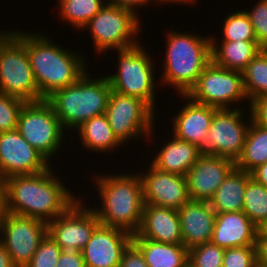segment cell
Returning <instances> with one entry per match:
<instances>
[{
	"label": "cell",
	"instance_id": "7",
	"mask_svg": "<svg viewBox=\"0 0 267 267\" xmlns=\"http://www.w3.org/2000/svg\"><path fill=\"white\" fill-rule=\"evenodd\" d=\"M140 18L129 9L105 4L81 31L91 33L96 54H106L105 51L124 50L141 43L136 38L143 30Z\"/></svg>",
	"mask_w": 267,
	"mask_h": 267
},
{
	"label": "cell",
	"instance_id": "5",
	"mask_svg": "<svg viewBox=\"0 0 267 267\" xmlns=\"http://www.w3.org/2000/svg\"><path fill=\"white\" fill-rule=\"evenodd\" d=\"M91 76L87 70L76 82L46 98L65 130H76L92 117L105 114L111 85L105 75Z\"/></svg>",
	"mask_w": 267,
	"mask_h": 267
},
{
	"label": "cell",
	"instance_id": "30",
	"mask_svg": "<svg viewBox=\"0 0 267 267\" xmlns=\"http://www.w3.org/2000/svg\"><path fill=\"white\" fill-rule=\"evenodd\" d=\"M249 100L267 95V49H263L242 71Z\"/></svg>",
	"mask_w": 267,
	"mask_h": 267
},
{
	"label": "cell",
	"instance_id": "44",
	"mask_svg": "<svg viewBox=\"0 0 267 267\" xmlns=\"http://www.w3.org/2000/svg\"><path fill=\"white\" fill-rule=\"evenodd\" d=\"M252 178L267 187V162L258 166L251 172Z\"/></svg>",
	"mask_w": 267,
	"mask_h": 267
},
{
	"label": "cell",
	"instance_id": "15",
	"mask_svg": "<svg viewBox=\"0 0 267 267\" xmlns=\"http://www.w3.org/2000/svg\"><path fill=\"white\" fill-rule=\"evenodd\" d=\"M50 164L17 129L0 132V173L6 178L38 174L47 170Z\"/></svg>",
	"mask_w": 267,
	"mask_h": 267
},
{
	"label": "cell",
	"instance_id": "31",
	"mask_svg": "<svg viewBox=\"0 0 267 267\" xmlns=\"http://www.w3.org/2000/svg\"><path fill=\"white\" fill-rule=\"evenodd\" d=\"M242 211L257 227L267 219V187L252 177L245 188Z\"/></svg>",
	"mask_w": 267,
	"mask_h": 267
},
{
	"label": "cell",
	"instance_id": "42",
	"mask_svg": "<svg viewBox=\"0 0 267 267\" xmlns=\"http://www.w3.org/2000/svg\"><path fill=\"white\" fill-rule=\"evenodd\" d=\"M256 250L258 262L267 265V236H257Z\"/></svg>",
	"mask_w": 267,
	"mask_h": 267
},
{
	"label": "cell",
	"instance_id": "19",
	"mask_svg": "<svg viewBox=\"0 0 267 267\" xmlns=\"http://www.w3.org/2000/svg\"><path fill=\"white\" fill-rule=\"evenodd\" d=\"M177 212L183 245L187 249L211 242L216 212L209 201L189 200Z\"/></svg>",
	"mask_w": 267,
	"mask_h": 267
},
{
	"label": "cell",
	"instance_id": "39",
	"mask_svg": "<svg viewBox=\"0 0 267 267\" xmlns=\"http://www.w3.org/2000/svg\"><path fill=\"white\" fill-rule=\"evenodd\" d=\"M119 267H148L142 251L133 241L124 249Z\"/></svg>",
	"mask_w": 267,
	"mask_h": 267
},
{
	"label": "cell",
	"instance_id": "8",
	"mask_svg": "<svg viewBox=\"0 0 267 267\" xmlns=\"http://www.w3.org/2000/svg\"><path fill=\"white\" fill-rule=\"evenodd\" d=\"M0 92L27 101L40 93L25 45L10 31L0 30Z\"/></svg>",
	"mask_w": 267,
	"mask_h": 267
},
{
	"label": "cell",
	"instance_id": "37",
	"mask_svg": "<svg viewBox=\"0 0 267 267\" xmlns=\"http://www.w3.org/2000/svg\"><path fill=\"white\" fill-rule=\"evenodd\" d=\"M256 246H243L225 249L223 267H256Z\"/></svg>",
	"mask_w": 267,
	"mask_h": 267
},
{
	"label": "cell",
	"instance_id": "16",
	"mask_svg": "<svg viewBox=\"0 0 267 267\" xmlns=\"http://www.w3.org/2000/svg\"><path fill=\"white\" fill-rule=\"evenodd\" d=\"M145 171H147L145 173ZM145 204L178 210L190 200L186 176L159 170L151 163L138 172Z\"/></svg>",
	"mask_w": 267,
	"mask_h": 267
},
{
	"label": "cell",
	"instance_id": "32",
	"mask_svg": "<svg viewBox=\"0 0 267 267\" xmlns=\"http://www.w3.org/2000/svg\"><path fill=\"white\" fill-rule=\"evenodd\" d=\"M223 21L220 42L257 41L250 19L243 9L232 12Z\"/></svg>",
	"mask_w": 267,
	"mask_h": 267
},
{
	"label": "cell",
	"instance_id": "4",
	"mask_svg": "<svg viewBox=\"0 0 267 267\" xmlns=\"http://www.w3.org/2000/svg\"><path fill=\"white\" fill-rule=\"evenodd\" d=\"M189 31L171 30L166 34L164 65L159 85L174 87L179 95H186L199 75L212 61L211 34L207 37Z\"/></svg>",
	"mask_w": 267,
	"mask_h": 267
},
{
	"label": "cell",
	"instance_id": "20",
	"mask_svg": "<svg viewBox=\"0 0 267 267\" xmlns=\"http://www.w3.org/2000/svg\"><path fill=\"white\" fill-rule=\"evenodd\" d=\"M178 96L182 97V101H186V104H182L178 113L171 117L173 122L171 135L199 147L208 133L217 108L194 102L187 95Z\"/></svg>",
	"mask_w": 267,
	"mask_h": 267
},
{
	"label": "cell",
	"instance_id": "2",
	"mask_svg": "<svg viewBox=\"0 0 267 267\" xmlns=\"http://www.w3.org/2000/svg\"><path fill=\"white\" fill-rule=\"evenodd\" d=\"M10 31L26 47L40 100L76 82L87 71V59L84 60L83 54L58 45L49 35L36 33V30L32 33L17 29Z\"/></svg>",
	"mask_w": 267,
	"mask_h": 267
},
{
	"label": "cell",
	"instance_id": "9",
	"mask_svg": "<svg viewBox=\"0 0 267 267\" xmlns=\"http://www.w3.org/2000/svg\"><path fill=\"white\" fill-rule=\"evenodd\" d=\"M17 130L50 163L66 141L64 127L46 99L24 103L19 113Z\"/></svg>",
	"mask_w": 267,
	"mask_h": 267
},
{
	"label": "cell",
	"instance_id": "45",
	"mask_svg": "<svg viewBox=\"0 0 267 267\" xmlns=\"http://www.w3.org/2000/svg\"><path fill=\"white\" fill-rule=\"evenodd\" d=\"M0 267H15L12 263L10 255L6 251L4 245L0 241Z\"/></svg>",
	"mask_w": 267,
	"mask_h": 267
},
{
	"label": "cell",
	"instance_id": "6",
	"mask_svg": "<svg viewBox=\"0 0 267 267\" xmlns=\"http://www.w3.org/2000/svg\"><path fill=\"white\" fill-rule=\"evenodd\" d=\"M145 49L139 43L128 49L117 50V72L106 76L113 91L139 98L155 111L157 72L154 70L155 61L151 59L154 56H150Z\"/></svg>",
	"mask_w": 267,
	"mask_h": 267
},
{
	"label": "cell",
	"instance_id": "28",
	"mask_svg": "<svg viewBox=\"0 0 267 267\" xmlns=\"http://www.w3.org/2000/svg\"><path fill=\"white\" fill-rule=\"evenodd\" d=\"M267 162V128L251 121L241 156L235 162L236 168L251 173Z\"/></svg>",
	"mask_w": 267,
	"mask_h": 267
},
{
	"label": "cell",
	"instance_id": "36",
	"mask_svg": "<svg viewBox=\"0 0 267 267\" xmlns=\"http://www.w3.org/2000/svg\"><path fill=\"white\" fill-rule=\"evenodd\" d=\"M253 8L245 9L257 39L262 49H267V0H258Z\"/></svg>",
	"mask_w": 267,
	"mask_h": 267
},
{
	"label": "cell",
	"instance_id": "29",
	"mask_svg": "<svg viewBox=\"0 0 267 267\" xmlns=\"http://www.w3.org/2000/svg\"><path fill=\"white\" fill-rule=\"evenodd\" d=\"M58 10L61 21L73 26L79 31L106 4L105 0H58Z\"/></svg>",
	"mask_w": 267,
	"mask_h": 267
},
{
	"label": "cell",
	"instance_id": "27",
	"mask_svg": "<svg viewBox=\"0 0 267 267\" xmlns=\"http://www.w3.org/2000/svg\"><path fill=\"white\" fill-rule=\"evenodd\" d=\"M142 251L148 267H186L188 249L183 244H169L145 238H132Z\"/></svg>",
	"mask_w": 267,
	"mask_h": 267
},
{
	"label": "cell",
	"instance_id": "26",
	"mask_svg": "<svg viewBox=\"0 0 267 267\" xmlns=\"http://www.w3.org/2000/svg\"><path fill=\"white\" fill-rule=\"evenodd\" d=\"M83 147L95 153H111L123 148L122 143L115 136L105 114L97 115L83 122L76 128ZM109 151V152H108Z\"/></svg>",
	"mask_w": 267,
	"mask_h": 267
},
{
	"label": "cell",
	"instance_id": "14",
	"mask_svg": "<svg viewBox=\"0 0 267 267\" xmlns=\"http://www.w3.org/2000/svg\"><path fill=\"white\" fill-rule=\"evenodd\" d=\"M75 201L62 215L47 223V233L62 250L81 251L100 224L93 208Z\"/></svg>",
	"mask_w": 267,
	"mask_h": 267
},
{
	"label": "cell",
	"instance_id": "46",
	"mask_svg": "<svg viewBox=\"0 0 267 267\" xmlns=\"http://www.w3.org/2000/svg\"><path fill=\"white\" fill-rule=\"evenodd\" d=\"M152 1V3L155 1L156 3H159V4H163V5H165V3H166V5H168V3H170V4H177L178 5V3H180V4H185V5H188V4H192V5H194L196 2H199L198 0H151Z\"/></svg>",
	"mask_w": 267,
	"mask_h": 267
},
{
	"label": "cell",
	"instance_id": "18",
	"mask_svg": "<svg viewBox=\"0 0 267 267\" xmlns=\"http://www.w3.org/2000/svg\"><path fill=\"white\" fill-rule=\"evenodd\" d=\"M132 237L122 229L99 224L81 250L85 267H119L122 253Z\"/></svg>",
	"mask_w": 267,
	"mask_h": 267
},
{
	"label": "cell",
	"instance_id": "10",
	"mask_svg": "<svg viewBox=\"0 0 267 267\" xmlns=\"http://www.w3.org/2000/svg\"><path fill=\"white\" fill-rule=\"evenodd\" d=\"M238 107L215 110L208 133L199 146L203 154L227 157L235 162L241 156L252 120L249 110L245 116L246 107L242 109L241 104Z\"/></svg>",
	"mask_w": 267,
	"mask_h": 267
},
{
	"label": "cell",
	"instance_id": "25",
	"mask_svg": "<svg viewBox=\"0 0 267 267\" xmlns=\"http://www.w3.org/2000/svg\"><path fill=\"white\" fill-rule=\"evenodd\" d=\"M251 177V173L235 167L209 200L214 211L216 213L242 211L245 188Z\"/></svg>",
	"mask_w": 267,
	"mask_h": 267
},
{
	"label": "cell",
	"instance_id": "1",
	"mask_svg": "<svg viewBox=\"0 0 267 267\" xmlns=\"http://www.w3.org/2000/svg\"><path fill=\"white\" fill-rule=\"evenodd\" d=\"M54 174L50 166L38 174L8 177L7 212L47 223L62 215L81 197H76Z\"/></svg>",
	"mask_w": 267,
	"mask_h": 267
},
{
	"label": "cell",
	"instance_id": "38",
	"mask_svg": "<svg viewBox=\"0 0 267 267\" xmlns=\"http://www.w3.org/2000/svg\"><path fill=\"white\" fill-rule=\"evenodd\" d=\"M253 123L267 128V95L249 100L248 109Z\"/></svg>",
	"mask_w": 267,
	"mask_h": 267
},
{
	"label": "cell",
	"instance_id": "34",
	"mask_svg": "<svg viewBox=\"0 0 267 267\" xmlns=\"http://www.w3.org/2000/svg\"><path fill=\"white\" fill-rule=\"evenodd\" d=\"M26 101L0 92V132L17 129L18 117Z\"/></svg>",
	"mask_w": 267,
	"mask_h": 267
},
{
	"label": "cell",
	"instance_id": "24",
	"mask_svg": "<svg viewBox=\"0 0 267 267\" xmlns=\"http://www.w3.org/2000/svg\"><path fill=\"white\" fill-rule=\"evenodd\" d=\"M211 34L212 61L223 68L242 72L263 50L257 41L219 42Z\"/></svg>",
	"mask_w": 267,
	"mask_h": 267
},
{
	"label": "cell",
	"instance_id": "43",
	"mask_svg": "<svg viewBox=\"0 0 267 267\" xmlns=\"http://www.w3.org/2000/svg\"><path fill=\"white\" fill-rule=\"evenodd\" d=\"M7 178L0 173V219L7 212Z\"/></svg>",
	"mask_w": 267,
	"mask_h": 267
},
{
	"label": "cell",
	"instance_id": "33",
	"mask_svg": "<svg viewBox=\"0 0 267 267\" xmlns=\"http://www.w3.org/2000/svg\"><path fill=\"white\" fill-rule=\"evenodd\" d=\"M225 249L208 242L188 249V264L192 267H223Z\"/></svg>",
	"mask_w": 267,
	"mask_h": 267
},
{
	"label": "cell",
	"instance_id": "13",
	"mask_svg": "<svg viewBox=\"0 0 267 267\" xmlns=\"http://www.w3.org/2000/svg\"><path fill=\"white\" fill-rule=\"evenodd\" d=\"M47 235V222L10 212L0 219V241L15 267H26L41 240Z\"/></svg>",
	"mask_w": 267,
	"mask_h": 267
},
{
	"label": "cell",
	"instance_id": "40",
	"mask_svg": "<svg viewBox=\"0 0 267 267\" xmlns=\"http://www.w3.org/2000/svg\"><path fill=\"white\" fill-rule=\"evenodd\" d=\"M56 267H85L81 251L75 249L62 250Z\"/></svg>",
	"mask_w": 267,
	"mask_h": 267
},
{
	"label": "cell",
	"instance_id": "47",
	"mask_svg": "<svg viewBox=\"0 0 267 267\" xmlns=\"http://www.w3.org/2000/svg\"><path fill=\"white\" fill-rule=\"evenodd\" d=\"M257 236H267V219L258 227Z\"/></svg>",
	"mask_w": 267,
	"mask_h": 267
},
{
	"label": "cell",
	"instance_id": "41",
	"mask_svg": "<svg viewBox=\"0 0 267 267\" xmlns=\"http://www.w3.org/2000/svg\"><path fill=\"white\" fill-rule=\"evenodd\" d=\"M151 0H105L106 4L114 5L120 8H125L133 11L138 15L139 13L137 11L138 8H142L143 6L146 7L151 4ZM142 6V7H141ZM136 10V11H135Z\"/></svg>",
	"mask_w": 267,
	"mask_h": 267
},
{
	"label": "cell",
	"instance_id": "22",
	"mask_svg": "<svg viewBox=\"0 0 267 267\" xmlns=\"http://www.w3.org/2000/svg\"><path fill=\"white\" fill-rule=\"evenodd\" d=\"M257 226L243 211L216 213L211 242L221 248L256 246Z\"/></svg>",
	"mask_w": 267,
	"mask_h": 267
},
{
	"label": "cell",
	"instance_id": "35",
	"mask_svg": "<svg viewBox=\"0 0 267 267\" xmlns=\"http://www.w3.org/2000/svg\"><path fill=\"white\" fill-rule=\"evenodd\" d=\"M61 252V247L47 233L26 267H56Z\"/></svg>",
	"mask_w": 267,
	"mask_h": 267
},
{
	"label": "cell",
	"instance_id": "12",
	"mask_svg": "<svg viewBox=\"0 0 267 267\" xmlns=\"http://www.w3.org/2000/svg\"><path fill=\"white\" fill-rule=\"evenodd\" d=\"M186 95L194 102L217 109L236 108L235 104L237 106L244 100L249 103L242 72L220 67L213 61L205 67Z\"/></svg>",
	"mask_w": 267,
	"mask_h": 267
},
{
	"label": "cell",
	"instance_id": "17",
	"mask_svg": "<svg viewBox=\"0 0 267 267\" xmlns=\"http://www.w3.org/2000/svg\"><path fill=\"white\" fill-rule=\"evenodd\" d=\"M235 167L227 157L202 153L186 174L190 200L209 201Z\"/></svg>",
	"mask_w": 267,
	"mask_h": 267
},
{
	"label": "cell",
	"instance_id": "23",
	"mask_svg": "<svg viewBox=\"0 0 267 267\" xmlns=\"http://www.w3.org/2000/svg\"><path fill=\"white\" fill-rule=\"evenodd\" d=\"M160 146L149 162L159 170L186 176L202 152L196 144L177 139L172 135Z\"/></svg>",
	"mask_w": 267,
	"mask_h": 267
},
{
	"label": "cell",
	"instance_id": "3",
	"mask_svg": "<svg viewBox=\"0 0 267 267\" xmlns=\"http://www.w3.org/2000/svg\"><path fill=\"white\" fill-rule=\"evenodd\" d=\"M137 172L92 176L101 201V208L95 205L93 211L101 225L119 228L131 235L138 232L145 203Z\"/></svg>",
	"mask_w": 267,
	"mask_h": 267
},
{
	"label": "cell",
	"instance_id": "48",
	"mask_svg": "<svg viewBox=\"0 0 267 267\" xmlns=\"http://www.w3.org/2000/svg\"><path fill=\"white\" fill-rule=\"evenodd\" d=\"M256 267H267V265H264V264L257 262Z\"/></svg>",
	"mask_w": 267,
	"mask_h": 267
},
{
	"label": "cell",
	"instance_id": "11",
	"mask_svg": "<svg viewBox=\"0 0 267 267\" xmlns=\"http://www.w3.org/2000/svg\"><path fill=\"white\" fill-rule=\"evenodd\" d=\"M155 112L143 100L111 90L105 115L117 139L126 145L129 140L153 139Z\"/></svg>",
	"mask_w": 267,
	"mask_h": 267
},
{
	"label": "cell",
	"instance_id": "21",
	"mask_svg": "<svg viewBox=\"0 0 267 267\" xmlns=\"http://www.w3.org/2000/svg\"><path fill=\"white\" fill-rule=\"evenodd\" d=\"M132 238H145L169 244H183L177 210L144 204L141 226Z\"/></svg>",
	"mask_w": 267,
	"mask_h": 267
}]
</instances>
